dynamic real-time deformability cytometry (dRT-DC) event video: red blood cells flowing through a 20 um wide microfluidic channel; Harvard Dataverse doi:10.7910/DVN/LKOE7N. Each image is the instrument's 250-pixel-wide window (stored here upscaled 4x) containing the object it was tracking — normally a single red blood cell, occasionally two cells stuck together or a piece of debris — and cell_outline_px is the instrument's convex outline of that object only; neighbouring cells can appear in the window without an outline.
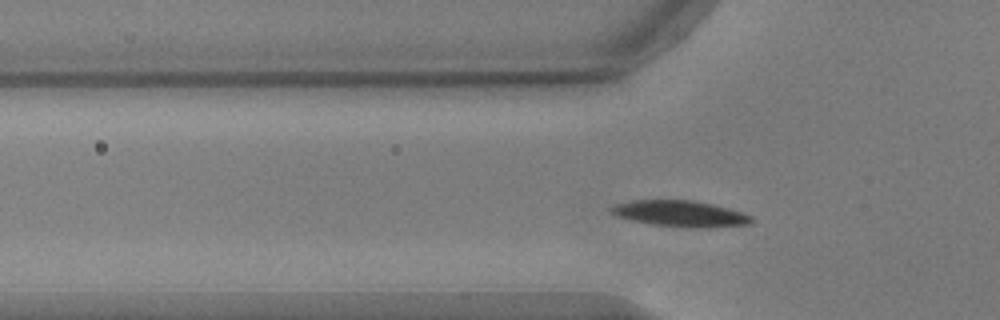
{"species": "common noctule bat (a hibernating species)", "species_latin": "Nyctalus noctula", "temperature_condition": "warm", "stored_images_in_passage": 48, "camera_frame_rate_fps": 3000, "um_per_image_px": 0.085, "animal": {"sex": "male", "body_mass_g": 17.9, "forearm_length_mm": 54.2}, "frame": {"image": 1, "passage_image": 10, "time_ms": 3.0, "image_size_px": [1000, 320], "cell_outline_px": [[752, 224], [712, 228], [688, 228], [652, 224], [632, 220], [616, 216], [608, 208], [616, 204], [632, 200], [692, 200], [712, 204], [728, 208], [752, 216]], "centroid_in_image_um": [57.84, 18.17], "position_along_channel_um": 68.0, "area_um2": 21.44}}
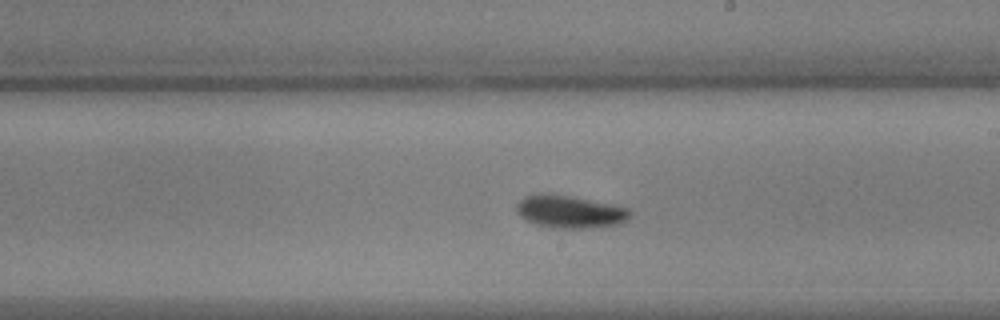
{"frame": {"image": 2, "passage_image": 24, "time_ms": 7.667, "image_size_px": [1000, 320], "cell_outline_px": [[632, 216], [620, 224], [584, 228], [552, 228], [536, 224], [520, 216], [516, 212], [516, 204], [524, 196], [536, 192], [552, 192], [612, 204], [628, 208], [632, 212]], "centroid_in_image_um": [48.41, 17.96], "position_along_channel_um": 240.6, "area_um2": 22.02}}
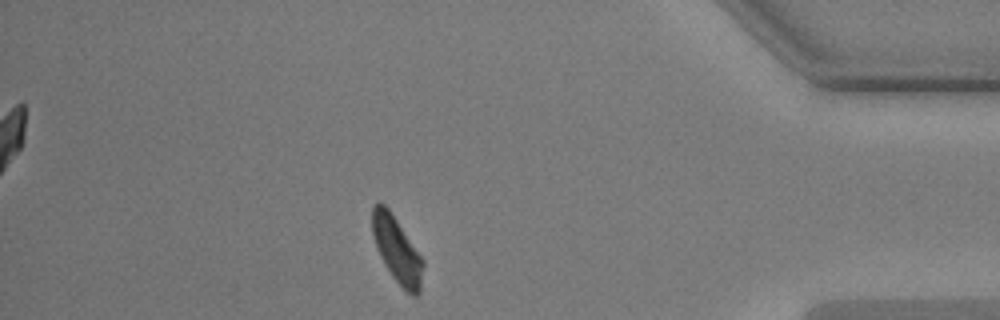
{"frame": {"image": 3, "passage_image": 40, "time_ms": 13.0, "image_size_px": [1000, 320], "cell_outline_px": [[424, 264], [420, 292], [416, 296], [412, 296], [392, 276], [384, 264], [376, 248], [372, 236], [372, 204], [380, 200], [388, 208], [424, 260]], "centroid_in_image_um": [33.72, 21.21], "position_along_channel_um": 401.5, "area_um2": 19.48}, "authors_computed_cell_mechanics": {"area_um2": 20.1144, "velocity_mm_per_s": 3.7015, "shape_relaxation_time_tau1_ms": 4.4585, "shape_relaxation_time_tau2_ms": null, "deformation_change_tau1": 0.2006, "deformation_change_tau2": null}}